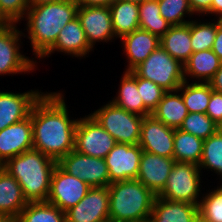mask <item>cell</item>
<instances>
[{
	"mask_svg": "<svg viewBox=\"0 0 222 222\" xmlns=\"http://www.w3.org/2000/svg\"><path fill=\"white\" fill-rule=\"evenodd\" d=\"M64 90L45 92L31 110L33 149L58 162L75 149L78 117L69 115Z\"/></svg>",
	"mask_w": 222,
	"mask_h": 222,
	"instance_id": "6da1fadb",
	"label": "cell"
},
{
	"mask_svg": "<svg viewBox=\"0 0 222 222\" xmlns=\"http://www.w3.org/2000/svg\"><path fill=\"white\" fill-rule=\"evenodd\" d=\"M77 9L76 0L43 3L28 8L22 20L26 21L22 32L24 38L29 39L27 42H30L36 62L55 44L61 29L77 16Z\"/></svg>",
	"mask_w": 222,
	"mask_h": 222,
	"instance_id": "7a4b0ae2",
	"label": "cell"
},
{
	"mask_svg": "<svg viewBox=\"0 0 222 222\" xmlns=\"http://www.w3.org/2000/svg\"><path fill=\"white\" fill-rule=\"evenodd\" d=\"M57 162L37 150L8 159L3 168L20 184L27 202H46Z\"/></svg>",
	"mask_w": 222,
	"mask_h": 222,
	"instance_id": "3957f363",
	"label": "cell"
},
{
	"mask_svg": "<svg viewBox=\"0 0 222 222\" xmlns=\"http://www.w3.org/2000/svg\"><path fill=\"white\" fill-rule=\"evenodd\" d=\"M109 218L115 222H134L150 218L156 195L137 179L113 182Z\"/></svg>",
	"mask_w": 222,
	"mask_h": 222,
	"instance_id": "277c9868",
	"label": "cell"
},
{
	"mask_svg": "<svg viewBox=\"0 0 222 222\" xmlns=\"http://www.w3.org/2000/svg\"><path fill=\"white\" fill-rule=\"evenodd\" d=\"M18 26L17 23L0 24V77L28 75L36 68L39 70L38 62L21 50L25 44L22 29Z\"/></svg>",
	"mask_w": 222,
	"mask_h": 222,
	"instance_id": "5b68a950",
	"label": "cell"
},
{
	"mask_svg": "<svg viewBox=\"0 0 222 222\" xmlns=\"http://www.w3.org/2000/svg\"><path fill=\"white\" fill-rule=\"evenodd\" d=\"M132 71L138 77L159 85L166 92L178 90L185 81L184 65L161 45Z\"/></svg>",
	"mask_w": 222,
	"mask_h": 222,
	"instance_id": "8992f818",
	"label": "cell"
},
{
	"mask_svg": "<svg viewBox=\"0 0 222 222\" xmlns=\"http://www.w3.org/2000/svg\"><path fill=\"white\" fill-rule=\"evenodd\" d=\"M90 115L116 140L117 143L136 145L139 142L143 116L128 112L110 100Z\"/></svg>",
	"mask_w": 222,
	"mask_h": 222,
	"instance_id": "52a82bcc",
	"label": "cell"
},
{
	"mask_svg": "<svg viewBox=\"0 0 222 222\" xmlns=\"http://www.w3.org/2000/svg\"><path fill=\"white\" fill-rule=\"evenodd\" d=\"M202 176L198 165L176 161L165 187L157 196L169 201L199 205L203 194L201 191H204Z\"/></svg>",
	"mask_w": 222,
	"mask_h": 222,
	"instance_id": "ba28073f",
	"label": "cell"
},
{
	"mask_svg": "<svg viewBox=\"0 0 222 222\" xmlns=\"http://www.w3.org/2000/svg\"><path fill=\"white\" fill-rule=\"evenodd\" d=\"M116 144V140L90 114L78 118L74 150L84 155L105 158Z\"/></svg>",
	"mask_w": 222,
	"mask_h": 222,
	"instance_id": "9c48e42d",
	"label": "cell"
},
{
	"mask_svg": "<svg viewBox=\"0 0 222 222\" xmlns=\"http://www.w3.org/2000/svg\"><path fill=\"white\" fill-rule=\"evenodd\" d=\"M57 165L69 175L79 178L91 187L110 185L104 158L92 157L72 150L61 158Z\"/></svg>",
	"mask_w": 222,
	"mask_h": 222,
	"instance_id": "30bf717a",
	"label": "cell"
},
{
	"mask_svg": "<svg viewBox=\"0 0 222 222\" xmlns=\"http://www.w3.org/2000/svg\"><path fill=\"white\" fill-rule=\"evenodd\" d=\"M90 188L91 186L87 183L69 175L56 165L51 178L47 202L65 212L75 206Z\"/></svg>",
	"mask_w": 222,
	"mask_h": 222,
	"instance_id": "8fae6325",
	"label": "cell"
},
{
	"mask_svg": "<svg viewBox=\"0 0 222 222\" xmlns=\"http://www.w3.org/2000/svg\"><path fill=\"white\" fill-rule=\"evenodd\" d=\"M77 17L93 49L97 43L104 45L117 40L109 6H78Z\"/></svg>",
	"mask_w": 222,
	"mask_h": 222,
	"instance_id": "7c38bea8",
	"label": "cell"
},
{
	"mask_svg": "<svg viewBox=\"0 0 222 222\" xmlns=\"http://www.w3.org/2000/svg\"><path fill=\"white\" fill-rule=\"evenodd\" d=\"M142 152L143 150L139 144L117 143L104 158L108 168L110 184L136 179Z\"/></svg>",
	"mask_w": 222,
	"mask_h": 222,
	"instance_id": "4fadbf2b",
	"label": "cell"
},
{
	"mask_svg": "<svg viewBox=\"0 0 222 222\" xmlns=\"http://www.w3.org/2000/svg\"><path fill=\"white\" fill-rule=\"evenodd\" d=\"M108 186L91 187L73 207L65 211L66 222H99L109 218Z\"/></svg>",
	"mask_w": 222,
	"mask_h": 222,
	"instance_id": "5bb4252c",
	"label": "cell"
},
{
	"mask_svg": "<svg viewBox=\"0 0 222 222\" xmlns=\"http://www.w3.org/2000/svg\"><path fill=\"white\" fill-rule=\"evenodd\" d=\"M174 134L175 129L163 124L151 114L143 118L138 144L145 152L173 158Z\"/></svg>",
	"mask_w": 222,
	"mask_h": 222,
	"instance_id": "9a60e30c",
	"label": "cell"
},
{
	"mask_svg": "<svg viewBox=\"0 0 222 222\" xmlns=\"http://www.w3.org/2000/svg\"><path fill=\"white\" fill-rule=\"evenodd\" d=\"M16 92L0 90V131L29 117L34 104L45 93L41 89Z\"/></svg>",
	"mask_w": 222,
	"mask_h": 222,
	"instance_id": "2e32d148",
	"label": "cell"
},
{
	"mask_svg": "<svg viewBox=\"0 0 222 222\" xmlns=\"http://www.w3.org/2000/svg\"><path fill=\"white\" fill-rule=\"evenodd\" d=\"M94 50L76 16L61 29L55 44L39 60L42 62L43 59L50 58L56 52L81 61V59H86L90 53L92 54Z\"/></svg>",
	"mask_w": 222,
	"mask_h": 222,
	"instance_id": "e0dca14e",
	"label": "cell"
},
{
	"mask_svg": "<svg viewBox=\"0 0 222 222\" xmlns=\"http://www.w3.org/2000/svg\"><path fill=\"white\" fill-rule=\"evenodd\" d=\"M33 149V126L31 115L0 131V162Z\"/></svg>",
	"mask_w": 222,
	"mask_h": 222,
	"instance_id": "ac0fdd59",
	"label": "cell"
},
{
	"mask_svg": "<svg viewBox=\"0 0 222 222\" xmlns=\"http://www.w3.org/2000/svg\"><path fill=\"white\" fill-rule=\"evenodd\" d=\"M175 162L174 158L143 151L136 179L157 196L165 187Z\"/></svg>",
	"mask_w": 222,
	"mask_h": 222,
	"instance_id": "d6986e66",
	"label": "cell"
},
{
	"mask_svg": "<svg viewBox=\"0 0 222 222\" xmlns=\"http://www.w3.org/2000/svg\"><path fill=\"white\" fill-rule=\"evenodd\" d=\"M119 40L126 55L124 71H132L160 46L159 37L140 28Z\"/></svg>",
	"mask_w": 222,
	"mask_h": 222,
	"instance_id": "ffe728a7",
	"label": "cell"
},
{
	"mask_svg": "<svg viewBox=\"0 0 222 222\" xmlns=\"http://www.w3.org/2000/svg\"><path fill=\"white\" fill-rule=\"evenodd\" d=\"M152 222H200L198 205L155 197L150 214Z\"/></svg>",
	"mask_w": 222,
	"mask_h": 222,
	"instance_id": "44dd1931",
	"label": "cell"
},
{
	"mask_svg": "<svg viewBox=\"0 0 222 222\" xmlns=\"http://www.w3.org/2000/svg\"><path fill=\"white\" fill-rule=\"evenodd\" d=\"M222 61L210 50L194 52L184 65V79L187 82L208 83L220 68Z\"/></svg>",
	"mask_w": 222,
	"mask_h": 222,
	"instance_id": "7402d4cb",
	"label": "cell"
},
{
	"mask_svg": "<svg viewBox=\"0 0 222 222\" xmlns=\"http://www.w3.org/2000/svg\"><path fill=\"white\" fill-rule=\"evenodd\" d=\"M118 84V91L111 102L124 110L138 114L140 116H148L151 113L144 107L143 100L138 90L136 74L133 71H124Z\"/></svg>",
	"mask_w": 222,
	"mask_h": 222,
	"instance_id": "603a6c76",
	"label": "cell"
},
{
	"mask_svg": "<svg viewBox=\"0 0 222 222\" xmlns=\"http://www.w3.org/2000/svg\"><path fill=\"white\" fill-rule=\"evenodd\" d=\"M27 204L18 181L2 168L0 171V215L16 220Z\"/></svg>",
	"mask_w": 222,
	"mask_h": 222,
	"instance_id": "cb8c5ba5",
	"label": "cell"
},
{
	"mask_svg": "<svg viewBox=\"0 0 222 222\" xmlns=\"http://www.w3.org/2000/svg\"><path fill=\"white\" fill-rule=\"evenodd\" d=\"M109 9L116 38L121 39L139 28V3L114 0Z\"/></svg>",
	"mask_w": 222,
	"mask_h": 222,
	"instance_id": "d4e9b609",
	"label": "cell"
},
{
	"mask_svg": "<svg viewBox=\"0 0 222 222\" xmlns=\"http://www.w3.org/2000/svg\"><path fill=\"white\" fill-rule=\"evenodd\" d=\"M188 113L180 91L175 90L165 92L151 114L168 127L179 129Z\"/></svg>",
	"mask_w": 222,
	"mask_h": 222,
	"instance_id": "484cf974",
	"label": "cell"
},
{
	"mask_svg": "<svg viewBox=\"0 0 222 222\" xmlns=\"http://www.w3.org/2000/svg\"><path fill=\"white\" fill-rule=\"evenodd\" d=\"M160 45L174 59L184 64L193 53L191 47L190 22L171 26L160 38Z\"/></svg>",
	"mask_w": 222,
	"mask_h": 222,
	"instance_id": "4316f807",
	"label": "cell"
},
{
	"mask_svg": "<svg viewBox=\"0 0 222 222\" xmlns=\"http://www.w3.org/2000/svg\"><path fill=\"white\" fill-rule=\"evenodd\" d=\"M204 140L180 129H175L174 155L177 162L193 163L199 165Z\"/></svg>",
	"mask_w": 222,
	"mask_h": 222,
	"instance_id": "83f0119b",
	"label": "cell"
},
{
	"mask_svg": "<svg viewBox=\"0 0 222 222\" xmlns=\"http://www.w3.org/2000/svg\"><path fill=\"white\" fill-rule=\"evenodd\" d=\"M216 33L217 19H205L203 16L193 18L190 21L191 47L193 53L212 49Z\"/></svg>",
	"mask_w": 222,
	"mask_h": 222,
	"instance_id": "f1b7e54d",
	"label": "cell"
},
{
	"mask_svg": "<svg viewBox=\"0 0 222 222\" xmlns=\"http://www.w3.org/2000/svg\"><path fill=\"white\" fill-rule=\"evenodd\" d=\"M178 90L189 113H206L212 93L209 83L184 81Z\"/></svg>",
	"mask_w": 222,
	"mask_h": 222,
	"instance_id": "f546056e",
	"label": "cell"
},
{
	"mask_svg": "<svg viewBox=\"0 0 222 222\" xmlns=\"http://www.w3.org/2000/svg\"><path fill=\"white\" fill-rule=\"evenodd\" d=\"M202 172L217 174L218 183H222V134L216 132L203 142L202 156L199 163ZM204 170V172H203ZM206 170V171H205ZM221 181V182H220Z\"/></svg>",
	"mask_w": 222,
	"mask_h": 222,
	"instance_id": "4dcf8cb0",
	"label": "cell"
},
{
	"mask_svg": "<svg viewBox=\"0 0 222 222\" xmlns=\"http://www.w3.org/2000/svg\"><path fill=\"white\" fill-rule=\"evenodd\" d=\"M160 14L158 0H146L139 3V28L161 38L170 28Z\"/></svg>",
	"mask_w": 222,
	"mask_h": 222,
	"instance_id": "1f68e13d",
	"label": "cell"
},
{
	"mask_svg": "<svg viewBox=\"0 0 222 222\" xmlns=\"http://www.w3.org/2000/svg\"><path fill=\"white\" fill-rule=\"evenodd\" d=\"M15 222H66L65 212L46 202H28Z\"/></svg>",
	"mask_w": 222,
	"mask_h": 222,
	"instance_id": "d6a6232c",
	"label": "cell"
},
{
	"mask_svg": "<svg viewBox=\"0 0 222 222\" xmlns=\"http://www.w3.org/2000/svg\"><path fill=\"white\" fill-rule=\"evenodd\" d=\"M216 186L204 188L198 205L200 222H222V183Z\"/></svg>",
	"mask_w": 222,
	"mask_h": 222,
	"instance_id": "836d02e7",
	"label": "cell"
},
{
	"mask_svg": "<svg viewBox=\"0 0 222 222\" xmlns=\"http://www.w3.org/2000/svg\"><path fill=\"white\" fill-rule=\"evenodd\" d=\"M158 5L161 16L172 26L189 23L197 17L194 16L189 0H158Z\"/></svg>",
	"mask_w": 222,
	"mask_h": 222,
	"instance_id": "e575fe53",
	"label": "cell"
},
{
	"mask_svg": "<svg viewBox=\"0 0 222 222\" xmlns=\"http://www.w3.org/2000/svg\"><path fill=\"white\" fill-rule=\"evenodd\" d=\"M179 129L205 140L217 132V125L206 113L193 112L188 113Z\"/></svg>",
	"mask_w": 222,
	"mask_h": 222,
	"instance_id": "d590c367",
	"label": "cell"
},
{
	"mask_svg": "<svg viewBox=\"0 0 222 222\" xmlns=\"http://www.w3.org/2000/svg\"><path fill=\"white\" fill-rule=\"evenodd\" d=\"M28 8V0H0V24H21Z\"/></svg>",
	"mask_w": 222,
	"mask_h": 222,
	"instance_id": "8d00e7d4",
	"label": "cell"
},
{
	"mask_svg": "<svg viewBox=\"0 0 222 222\" xmlns=\"http://www.w3.org/2000/svg\"><path fill=\"white\" fill-rule=\"evenodd\" d=\"M136 81L144 107L152 113L157 108L158 103L162 100L166 91L154 82L138 77L137 75Z\"/></svg>",
	"mask_w": 222,
	"mask_h": 222,
	"instance_id": "74e56055",
	"label": "cell"
},
{
	"mask_svg": "<svg viewBox=\"0 0 222 222\" xmlns=\"http://www.w3.org/2000/svg\"><path fill=\"white\" fill-rule=\"evenodd\" d=\"M206 114L215 122L222 119V93L212 89Z\"/></svg>",
	"mask_w": 222,
	"mask_h": 222,
	"instance_id": "f35d334b",
	"label": "cell"
},
{
	"mask_svg": "<svg viewBox=\"0 0 222 222\" xmlns=\"http://www.w3.org/2000/svg\"><path fill=\"white\" fill-rule=\"evenodd\" d=\"M212 1L213 0H189V4L195 16H206L210 18Z\"/></svg>",
	"mask_w": 222,
	"mask_h": 222,
	"instance_id": "ab89813d",
	"label": "cell"
},
{
	"mask_svg": "<svg viewBox=\"0 0 222 222\" xmlns=\"http://www.w3.org/2000/svg\"><path fill=\"white\" fill-rule=\"evenodd\" d=\"M212 51L222 61V22L217 19V33L212 47Z\"/></svg>",
	"mask_w": 222,
	"mask_h": 222,
	"instance_id": "60d3db41",
	"label": "cell"
},
{
	"mask_svg": "<svg viewBox=\"0 0 222 222\" xmlns=\"http://www.w3.org/2000/svg\"><path fill=\"white\" fill-rule=\"evenodd\" d=\"M208 83L214 91L222 93V64Z\"/></svg>",
	"mask_w": 222,
	"mask_h": 222,
	"instance_id": "b9f144b4",
	"label": "cell"
},
{
	"mask_svg": "<svg viewBox=\"0 0 222 222\" xmlns=\"http://www.w3.org/2000/svg\"><path fill=\"white\" fill-rule=\"evenodd\" d=\"M114 0H76L78 6H109Z\"/></svg>",
	"mask_w": 222,
	"mask_h": 222,
	"instance_id": "7bdbcfd3",
	"label": "cell"
},
{
	"mask_svg": "<svg viewBox=\"0 0 222 222\" xmlns=\"http://www.w3.org/2000/svg\"><path fill=\"white\" fill-rule=\"evenodd\" d=\"M220 19L222 17V0H213L211 3V17Z\"/></svg>",
	"mask_w": 222,
	"mask_h": 222,
	"instance_id": "ee69618b",
	"label": "cell"
},
{
	"mask_svg": "<svg viewBox=\"0 0 222 222\" xmlns=\"http://www.w3.org/2000/svg\"><path fill=\"white\" fill-rule=\"evenodd\" d=\"M62 0H28L29 7L36 6L43 3H51V2H58Z\"/></svg>",
	"mask_w": 222,
	"mask_h": 222,
	"instance_id": "f6af8a7d",
	"label": "cell"
},
{
	"mask_svg": "<svg viewBox=\"0 0 222 222\" xmlns=\"http://www.w3.org/2000/svg\"><path fill=\"white\" fill-rule=\"evenodd\" d=\"M0 222H15V219L6 215H0Z\"/></svg>",
	"mask_w": 222,
	"mask_h": 222,
	"instance_id": "bcb514c9",
	"label": "cell"
},
{
	"mask_svg": "<svg viewBox=\"0 0 222 222\" xmlns=\"http://www.w3.org/2000/svg\"><path fill=\"white\" fill-rule=\"evenodd\" d=\"M216 125H217V132L219 134H222V119L219 122H217Z\"/></svg>",
	"mask_w": 222,
	"mask_h": 222,
	"instance_id": "7dc6e473",
	"label": "cell"
},
{
	"mask_svg": "<svg viewBox=\"0 0 222 222\" xmlns=\"http://www.w3.org/2000/svg\"><path fill=\"white\" fill-rule=\"evenodd\" d=\"M124 1H130V2L141 3V2H144V1H146V0H124Z\"/></svg>",
	"mask_w": 222,
	"mask_h": 222,
	"instance_id": "c3c4849f",
	"label": "cell"
},
{
	"mask_svg": "<svg viewBox=\"0 0 222 222\" xmlns=\"http://www.w3.org/2000/svg\"><path fill=\"white\" fill-rule=\"evenodd\" d=\"M99 222H115V221L112 220L111 218H107V219L99 221Z\"/></svg>",
	"mask_w": 222,
	"mask_h": 222,
	"instance_id": "681fc988",
	"label": "cell"
},
{
	"mask_svg": "<svg viewBox=\"0 0 222 222\" xmlns=\"http://www.w3.org/2000/svg\"><path fill=\"white\" fill-rule=\"evenodd\" d=\"M134 222H152V220L150 218H147L141 221H134Z\"/></svg>",
	"mask_w": 222,
	"mask_h": 222,
	"instance_id": "f907efd6",
	"label": "cell"
},
{
	"mask_svg": "<svg viewBox=\"0 0 222 222\" xmlns=\"http://www.w3.org/2000/svg\"><path fill=\"white\" fill-rule=\"evenodd\" d=\"M2 168H3V164L0 162V171H1Z\"/></svg>",
	"mask_w": 222,
	"mask_h": 222,
	"instance_id": "816d5d0a",
	"label": "cell"
}]
</instances>
